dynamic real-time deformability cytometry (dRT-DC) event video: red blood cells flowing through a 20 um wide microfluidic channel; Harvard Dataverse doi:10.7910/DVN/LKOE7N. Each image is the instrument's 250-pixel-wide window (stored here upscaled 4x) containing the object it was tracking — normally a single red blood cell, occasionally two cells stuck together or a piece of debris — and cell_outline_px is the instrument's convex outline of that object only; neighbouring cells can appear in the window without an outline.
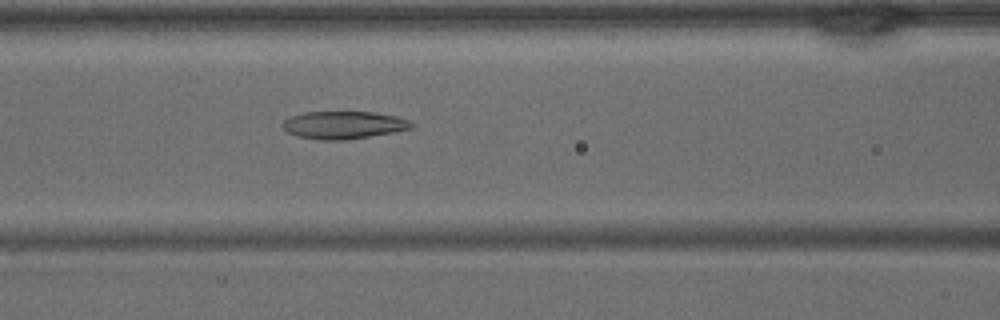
{"species": "common noctule bat (a hibernating species)", "species_latin": "Nyctalus noctula", "temperature_condition": "warm", "stored_images_in_passage": 21, "camera_frame_rate_fps": 3000, "um_per_image_px": 0.085, "animal": {"sex": "male", "body_mass_g": 15.6}, "frame": {"image": 1, "passage_image": 10, "time_ms": 3.0, "image_size_px": [1000, 320], "cell_outline_px": [[416, 124], [412, 128], [392, 132], [344, 140], [320, 140], [296, 136], [288, 132], [280, 124], [284, 120], [292, 116], [304, 112], [372, 112], [396, 116], [408, 120]], "centroid_in_image_um": [29.19, 10.62], "position_along_channel_um": 137.4, "area_um2": 20.63}}
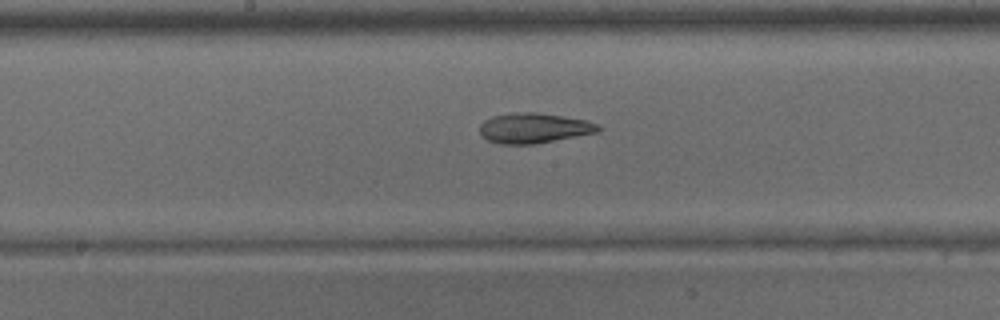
{"frame": {"image": 2, "passage_image": 14, "time_ms": 4.333, "image_size_px": [1000, 320], "cell_outline_px": [[604, 128], [600, 132], [536, 144], [500, 144], [488, 140], [480, 132], [480, 124], [484, 120], [492, 116], [508, 112], [536, 112], [588, 120], [600, 124]], "centroid_in_image_um": [45.44, 10.88], "position_along_channel_um": 202.8, "area_um2": 21.21}}
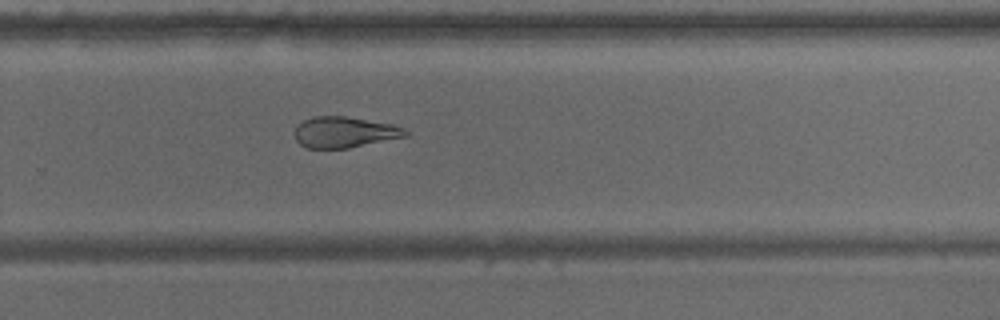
{"frame": {"image": 3, "passage_image": 20, "time_ms": 6.333, "image_size_px": [1000, 320], "cell_outline_px": [[408, 136], [348, 148], [308, 148], [300, 144], [296, 140], [296, 128], [304, 120], [312, 116], [344, 116], [392, 124], [404, 128], [408, 132]], "centroid_in_image_um": [29.3, 11.24], "position_along_channel_um": 300.5, "area_um2": 19.77}}